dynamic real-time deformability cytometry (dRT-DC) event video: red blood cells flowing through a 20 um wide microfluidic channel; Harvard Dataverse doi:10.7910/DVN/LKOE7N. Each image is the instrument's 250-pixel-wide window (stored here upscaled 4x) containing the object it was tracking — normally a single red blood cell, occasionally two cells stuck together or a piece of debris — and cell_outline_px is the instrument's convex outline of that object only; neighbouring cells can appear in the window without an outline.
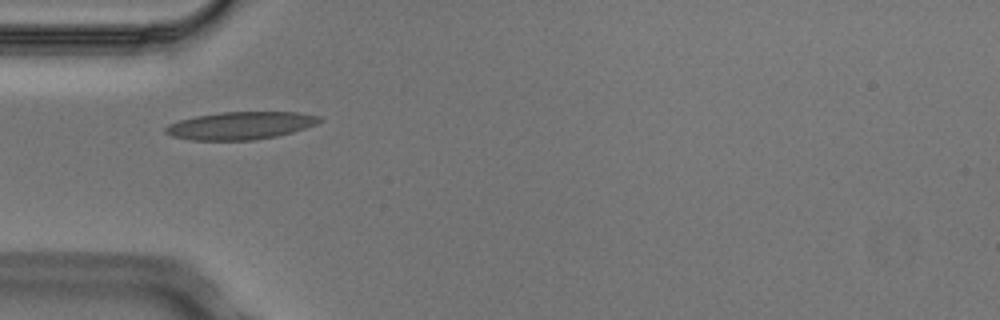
{"species": "Egyptian fruit bat (a non-hibernating species)", "species_latin": "Rousettus aegyptiacus", "temperature_condition": "cold", "stored_images_in_passage": 6, "camera_frame_rate_fps": 3000, "um_per_image_px": 0.085, "animal": {"sex": "male"}, "frame": {"image": 1, "passage_image": 4, "time_ms": 1.0, "image_size_px": [1000, 320], "cell_outline_px": [[324, 120], [316, 124], [292, 132], [276, 136], [252, 140], [192, 140], [172, 136], [164, 132], [164, 128], [168, 124], [180, 120], [196, 116], [220, 112], [296, 112], [320, 116]], "centroid_in_image_um": [20.43, 10.67], "position_along_channel_um": 64.6, "area_um2": 24.74}}
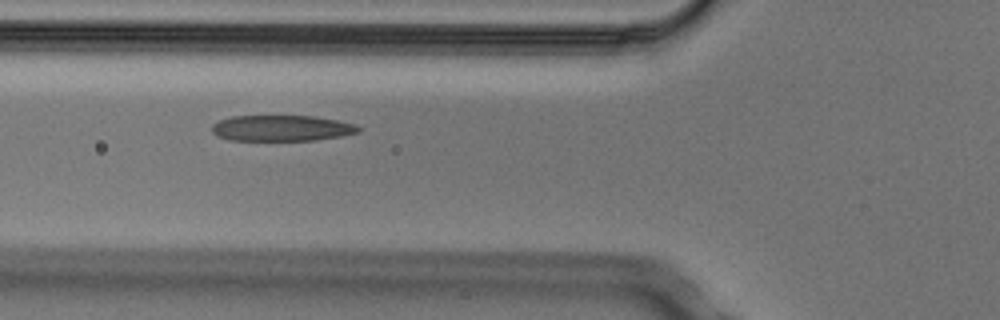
{"frame": {"image": 2, "passage_image": 5, "time_ms": 1.333, "image_size_px": [1000, 320], "cell_outline_px": [[364, 128], [360, 132], [340, 136], [316, 140], [228, 140], [216, 136], [212, 132], [212, 124], [220, 120], [232, 116], [312, 116], [336, 120], [352, 124]], "centroid_in_image_um": [23.92, 10.9], "position_along_channel_um": 101.9, "area_um2": 22.08}}
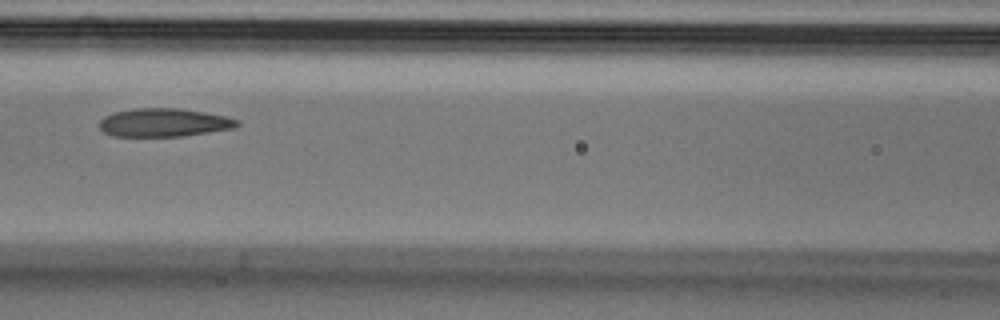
{"frame": {"image": 3, "passage_image": 6, "time_ms": 1.667, "image_size_px": [1000, 320], "cell_outline_px": [[240, 124], [236, 128], [180, 136], [112, 136], [104, 132], [100, 128], [100, 120], [104, 116], [116, 112], [136, 108], [176, 108], [204, 112], [224, 116], [240, 120]], "centroid_in_image_um": [13.95, 10.42], "position_along_channel_um": 152.7, "area_um2": 22.6}}